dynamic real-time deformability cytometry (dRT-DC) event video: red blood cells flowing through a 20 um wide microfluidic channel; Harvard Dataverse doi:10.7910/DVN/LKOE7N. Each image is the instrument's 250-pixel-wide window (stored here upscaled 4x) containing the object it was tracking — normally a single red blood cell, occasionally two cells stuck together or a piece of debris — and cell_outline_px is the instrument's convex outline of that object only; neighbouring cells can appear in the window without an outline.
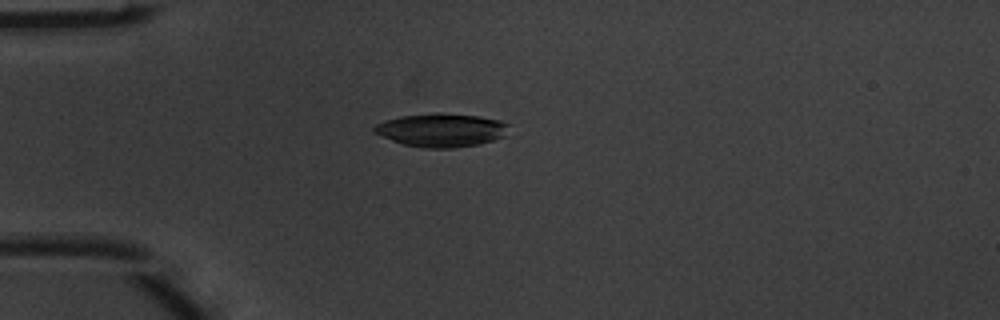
{"species": "common noctule bat (a hibernating species)", "species_latin": "Nyctalus noctula", "temperature_condition": "warm", "stored_images_in_passage": 3, "camera_frame_rate_fps": 3000, "um_per_image_px": 0.085, "animal": {"sex": "male", "body_mass_g": 20.1, "forearm_length_mm": 53.5}, "frame": {"image": 1, "passage_image": 2, "time_ms": 0.333, "image_size_px": [1000, 320], "cell_outline_px": [[508, 136], [480, 144], [452, 148], [420, 148], [404, 144], [392, 140], [372, 132], [372, 128], [376, 124], [400, 116], [436, 112], [440, 112], [480, 116], [500, 120], [508, 124]], "centroid_in_image_um": [37.55, 11.05], "position_along_channel_um": 47.4, "area_um2": 26.53}}